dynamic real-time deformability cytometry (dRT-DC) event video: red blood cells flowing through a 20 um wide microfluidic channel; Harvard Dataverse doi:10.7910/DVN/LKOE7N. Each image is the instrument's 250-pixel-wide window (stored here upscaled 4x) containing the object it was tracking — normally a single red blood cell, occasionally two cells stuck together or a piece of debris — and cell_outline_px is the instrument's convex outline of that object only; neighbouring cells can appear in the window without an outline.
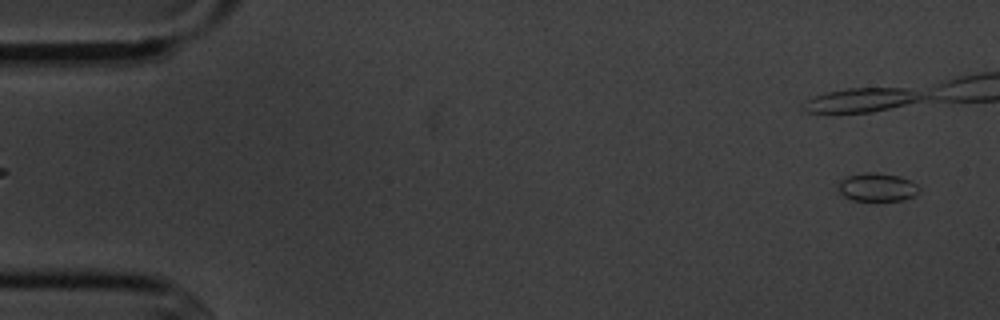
{"species": "common noctule bat (a hibernating species)", "species_latin": "Nyctalus noctula", "temperature_condition": "cold", "stored_images_in_passage": 4, "segment_of_instrument_passage": [2, 2], "camera_frame_rate_fps": 3000, "um_per_image_px": 0.085, "animal": {"sex": "male", "body_mass_g": 20.1, "forearm_length_mm": 53.5}, "frame": {"image": 1, "passage_image": 4, "time_ms": 3.333, "image_size_px": [1000, 320], "cell_outline_px": [[920, 192], [904, 200], [852, 200], [844, 196], [840, 192], [840, 180], [848, 176], [864, 172], [876, 172], [900, 176], [912, 180], [920, 188]], "centroid_in_image_um": [74.61, 15.9], "position_along_channel_um": 10.4, "area_um2": 13.29}}